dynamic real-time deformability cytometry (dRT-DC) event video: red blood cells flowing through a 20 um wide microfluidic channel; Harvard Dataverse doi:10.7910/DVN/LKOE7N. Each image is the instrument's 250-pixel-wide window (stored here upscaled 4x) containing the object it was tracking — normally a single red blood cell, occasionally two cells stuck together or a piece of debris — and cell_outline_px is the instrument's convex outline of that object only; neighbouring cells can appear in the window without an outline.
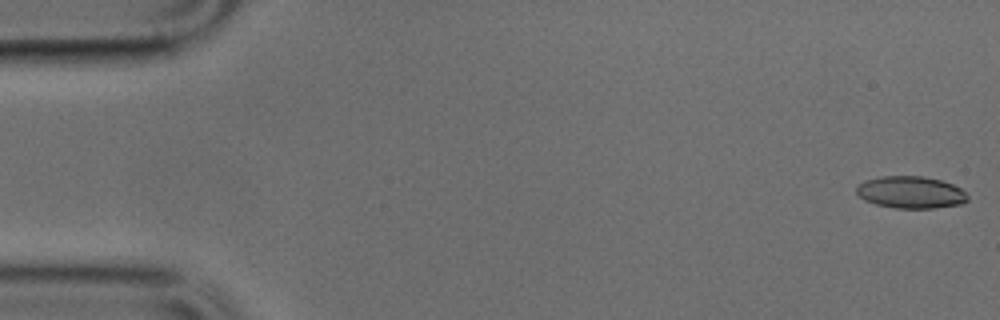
{"species": "common noctule bat (a hibernating species)", "species_latin": "Nyctalus noctula", "temperature_condition": "cold", "stored_images_in_passage": 50, "camera_frame_rate_fps": 3000, "um_per_image_px": 0.085, "animal": {"sex": "male", "body_mass_g": 17.9, "forearm_length_mm": 54.2}, "frame": {"image": 1, "passage_image": 1, "time_ms": 0.0, "image_size_px": [1000, 320], "cell_outline_px": [[968, 200], [960, 204], [936, 208], [896, 208], [876, 204], [864, 200], [856, 192], [856, 188], [864, 180], [880, 176], [924, 176], [940, 180], [952, 184], [960, 188], [968, 196]], "centroid_in_image_um": [77.41, 16.34], "position_along_channel_um": 7.6, "area_um2": 20.75}}
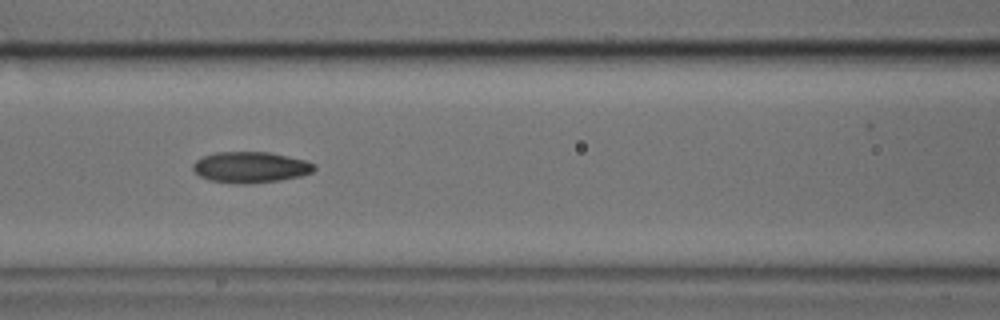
{"frame": {"image": 2, "passage_image": 21, "time_ms": 6.667, "image_size_px": [1000, 320], "cell_outline_px": [[316, 168], [312, 172], [300, 176], [280, 180], [252, 184], [236, 184], [208, 180], [200, 176], [192, 168], [192, 164], [196, 160], [204, 156], [216, 152], [268, 152], [288, 156], [304, 160], [316, 164]], "centroid_in_image_um": [21.29, 14.22], "position_along_channel_um": 145.3, "area_um2": 22.02}}
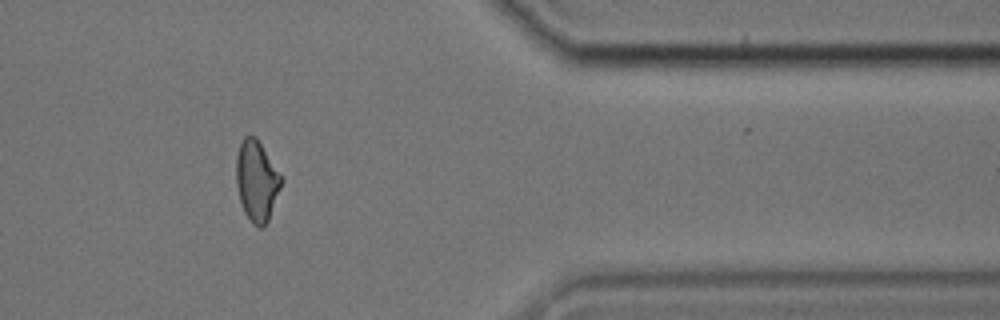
{"frame": {"image": 3, "passage_image": 41, "time_ms": 13.333, "image_size_px": [1000, 320], "cell_outline_px": [[284, 180], [268, 220], [260, 228], [252, 224], [244, 212], [240, 200], [236, 184], [236, 156], [240, 144], [244, 136], [256, 136]], "centroid_in_image_um": [21.82, 15.37], "position_along_channel_um": 389.6, "area_um2": 21.1}}